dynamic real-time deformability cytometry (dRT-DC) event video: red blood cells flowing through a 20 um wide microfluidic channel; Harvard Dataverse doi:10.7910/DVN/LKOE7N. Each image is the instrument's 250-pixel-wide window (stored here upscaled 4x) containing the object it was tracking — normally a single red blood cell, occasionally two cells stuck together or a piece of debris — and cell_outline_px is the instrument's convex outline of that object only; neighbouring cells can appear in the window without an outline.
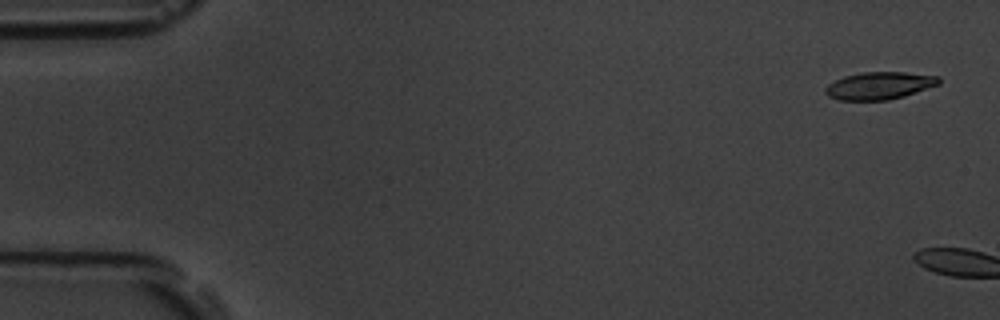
{"species": "common noctule bat (a hibernating species)", "species_latin": "Nyctalus noctula", "temperature_condition": "room temperature", "stored_images_in_passage": 6, "camera_frame_rate_fps": 3000, "um_per_image_px": 0.085, "animal": {"sex": "male", "body_mass_g": 19.5, "forearm_length_mm": 54.6}, "frame": {"image": 1, "passage_image": 1, "time_ms": 0.0, "image_size_px": [1000, 320], "cell_outline_px": [[940, 84], [904, 96], [888, 100], [840, 100], [828, 96], [824, 92], [824, 88], [828, 84], [844, 76], [860, 72], [904, 72], [940, 76]], "centroid_in_image_um": [74.74, 7.27], "position_along_channel_um": 10.3, "area_um2": 18.21}}
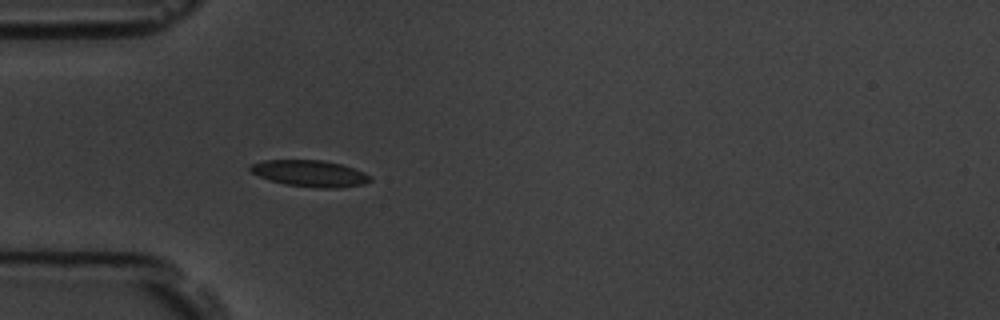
{"frame": {"image": 2, "passage_image": 6, "time_ms": 6.333, "image_size_px": [1000, 320], "cell_outline_px": [[372, 180], [364, 184], [336, 188], [320, 188], [284, 184], [260, 176], [252, 172], [248, 168], [252, 164], [264, 160], [324, 160], [340, 164], [364, 172], [372, 176]], "centroid_in_image_um": [26.38, 14.74], "position_along_channel_um": 58.6, "area_um2": 18.32}}